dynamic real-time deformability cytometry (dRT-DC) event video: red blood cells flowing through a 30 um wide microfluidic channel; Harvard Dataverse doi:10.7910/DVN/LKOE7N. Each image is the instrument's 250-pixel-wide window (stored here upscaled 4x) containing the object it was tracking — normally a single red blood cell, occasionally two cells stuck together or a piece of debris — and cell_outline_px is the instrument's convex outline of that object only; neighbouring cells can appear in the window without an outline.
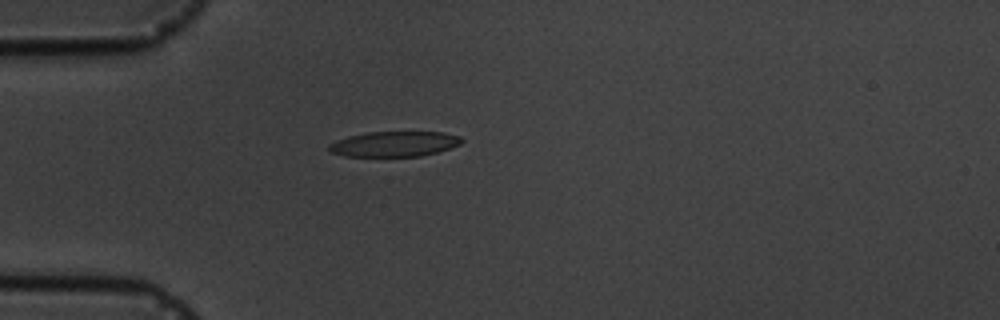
{"species": "common noctule bat (a hibernating species)", "species_latin": "Nyctalus noctula", "temperature_condition": "cold", "stored_images_in_passage": 4, "camera_frame_rate_fps": 3000, "um_per_image_px": 0.085, "animal": {"sex": "male", "body_mass_g": 19.5, "forearm_length_mm": 54.6}, "frame": {"image": 1, "passage_image": 3, "time_ms": 2.333, "image_size_px": [1000, 320], "cell_outline_px": [[464, 140], [460, 144], [436, 152], [420, 156], [344, 156], [332, 152], [328, 148], [328, 144], [336, 140], [348, 136], [368, 132], [444, 132], [460, 136]], "centroid_in_image_um": [33.51, 12.23], "position_along_channel_um": 51.5, "area_um2": 19.42}}